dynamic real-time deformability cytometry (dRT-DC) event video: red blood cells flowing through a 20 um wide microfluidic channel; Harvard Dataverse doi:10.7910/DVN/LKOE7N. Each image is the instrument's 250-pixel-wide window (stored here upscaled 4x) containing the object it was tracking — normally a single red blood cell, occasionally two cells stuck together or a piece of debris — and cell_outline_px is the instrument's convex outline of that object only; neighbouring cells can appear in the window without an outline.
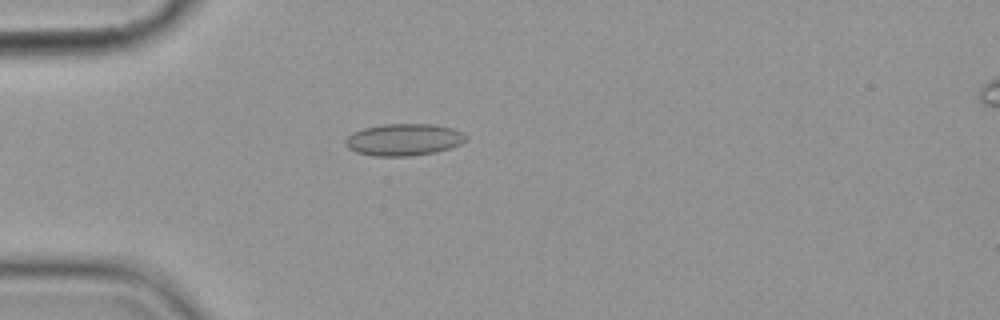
{"species": "common noctule bat (a hibernating species)", "species_latin": "Nyctalus noctula", "temperature_condition": "cold", "stored_images_in_passage": 5, "camera_frame_rate_fps": 3000, "um_per_image_px": 0.085, "animal": {"sex": "female", "body_mass_g": 19.9}, "frame": {"image": 1, "passage_image": 5, "time_ms": 4.667, "image_size_px": [1000, 320], "cell_outline_px": [[468, 140], [460, 144], [436, 152], [408, 156], [372, 156], [356, 152], [348, 148], [344, 144], [344, 140], [352, 132], [364, 128], [384, 124], [432, 124], [452, 128], [464, 132], [468, 136]], "centroid_in_image_um": [34.32, 11.87], "position_along_channel_um": 50.7, "area_um2": 22.6}}